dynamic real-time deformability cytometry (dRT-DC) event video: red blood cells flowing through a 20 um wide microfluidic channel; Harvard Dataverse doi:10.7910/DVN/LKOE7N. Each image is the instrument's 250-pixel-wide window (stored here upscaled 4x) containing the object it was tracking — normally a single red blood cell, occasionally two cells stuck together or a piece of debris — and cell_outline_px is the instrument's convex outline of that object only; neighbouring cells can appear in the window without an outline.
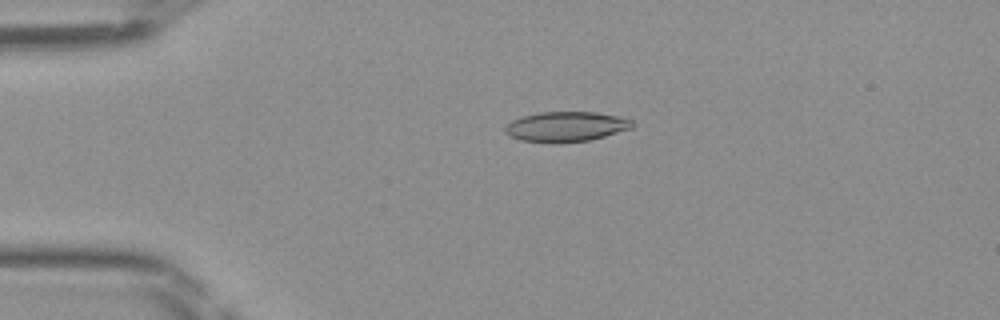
{"species": "Egyptian fruit bat (a non-hibernating species)", "species_latin": "Rousettus aegyptiacus", "temperature_condition": "room temperature", "stored_images_in_passage": 48, "camera_frame_rate_fps": 3000, "um_per_image_px": 0.085, "frame": {"image": 1, "passage_image": 11, "time_ms": 3.333, "image_size_px": [1000, 320], "cell_outline_px": [[636, 124], [632, 128], [604, 136], [588, 140], [560, 144], [552, 144], [520, 140], [508, 136], [504, 132], [504, 128], [512, 120], [520, 116], [540, 112], [596, 112], [620, 116], [632, 120]], "centroid_in_image_um": [48.09, 10.77], "position_along_channel_um": 36.9, "area_um2": 22.72}}
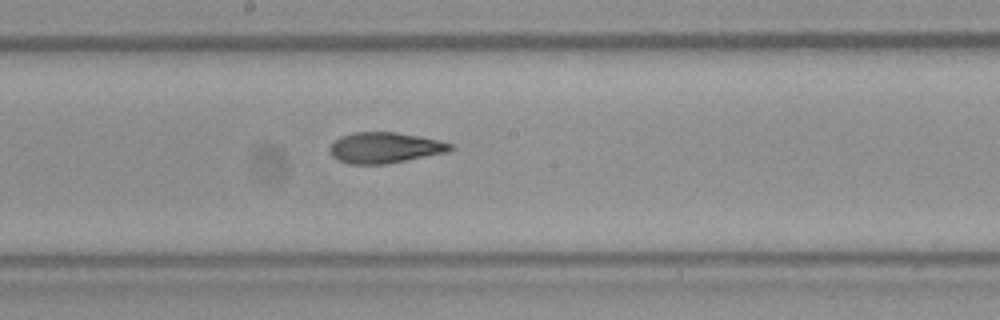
{"frame": {"image": 2, "passage_image": 26, "time_ms": 8.333, "image_size_px": [1000, 320], "cell_outline_px": [[456, 148], [448, 152], [388, 164], [348, 164], [336, 160], [328, 152], [328, 148], [340, 136], [356, 132], [396, 132], [420, 136], [440, 140], [456, 144]], "centroid_in_image_um": [32.75, 12.56], "position_along_channel_um": 215.5, "area_um2": 22.08}}
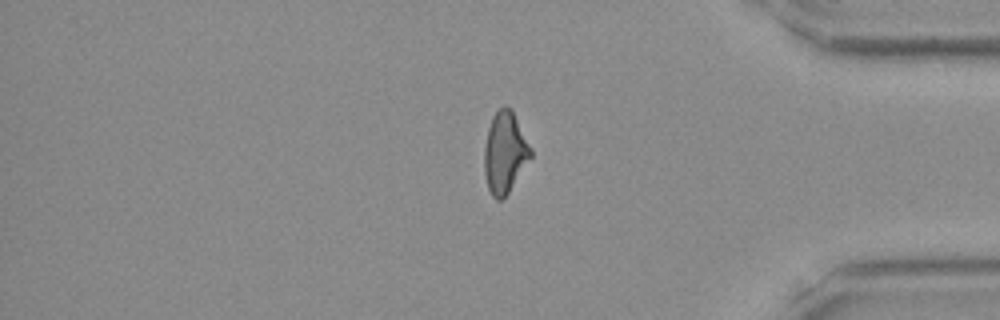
{"frame": {"image": 3, "passage_image": 40, "time_ms": 13.0, "image_size_px": [1000, 320], "cell_outline_px": [[532, 156], [508, 192], [500, 200], [496, 200], [492, 196], [488, 188], [484, 172], [484, 148], [488, 128], [492, 116], [504, 104], [512, 108], [532, 148]], "centroid_in_image_um": [42.92, 12.92], "position_along_channel_um": 392.3, "area_um2": 22.08}}